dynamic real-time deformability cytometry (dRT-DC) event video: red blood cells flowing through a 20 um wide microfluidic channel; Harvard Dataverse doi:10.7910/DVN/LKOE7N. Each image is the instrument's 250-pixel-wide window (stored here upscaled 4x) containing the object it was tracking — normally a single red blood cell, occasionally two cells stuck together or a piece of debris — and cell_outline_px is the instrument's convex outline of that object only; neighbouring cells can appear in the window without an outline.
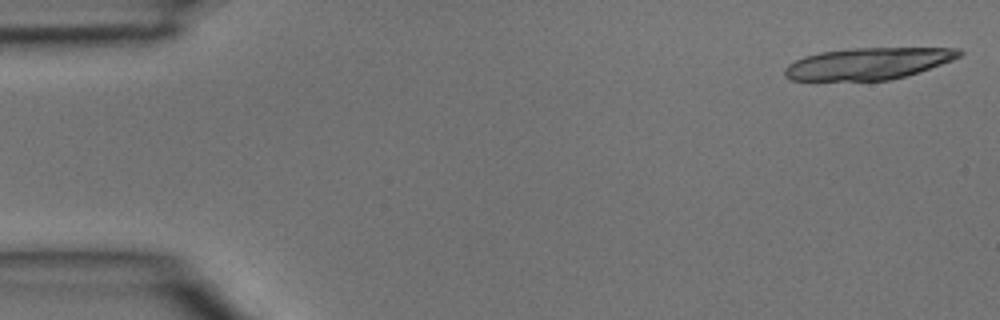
{"species": "common noctule bat (a hibernating species)", "species_latin": "Nyctalus noctula", "temperature_condition": "room temperature", "stored_images_in_passage": 4, "camera_frame_rate_fps": 3000, "um_per_image_px": 0.085, "animal": {"sex": "male", "body_mass_g": 15.6}, "frame": {"image": 1, "passage_image": 1, "time_ms": 0.0, "image_size_px": [1000, 320], "cell_outline_px": [[964, 52], [960, 56], [952, 60], [920, 72], [888, 80], [792, 80], [784, 76], [784, 68], [788, 64], [804, 56], [820, 52], [852, 48], [960, 48]], "centroid_in_image_um": [73.8, 5.4], "position_along_channel_um": 11.2, "area_um2": 32.19}}